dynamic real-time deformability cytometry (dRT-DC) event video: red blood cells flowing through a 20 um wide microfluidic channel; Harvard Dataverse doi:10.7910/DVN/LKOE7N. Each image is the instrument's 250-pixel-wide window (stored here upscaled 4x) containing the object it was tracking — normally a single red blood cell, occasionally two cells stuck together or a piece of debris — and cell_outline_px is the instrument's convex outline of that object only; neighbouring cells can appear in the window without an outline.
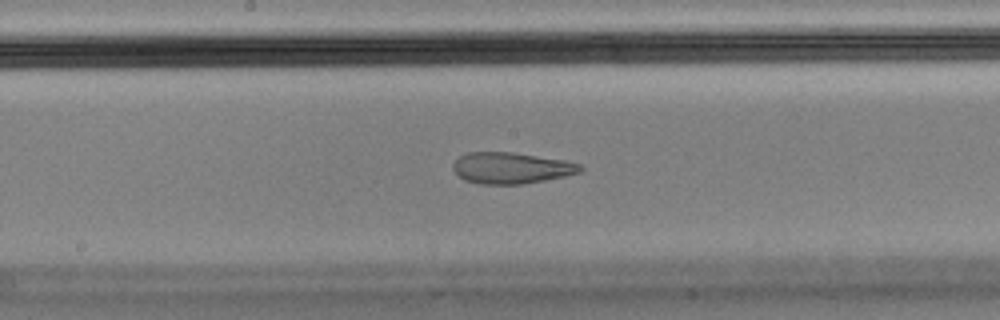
{"species": "Egyptian fruit bat (a non-hibernating species)", "species_latin": "Rousettus aegyptiacus", "temperature_condition": "cold", "stored_images_in_passage": 48, "camera_frame_rate_fps": 3000, "um_per_image_px": 0.085, "animal": {"sex": "male"}, "frame": {"image": 1, "passage_image": 28, "time_ms": 9.0, "image_size_px": [1000, 320], "cell_outline_px": [[584, 168], [580, 172], [564, 176], [544, 180], [520, 184], [480, 184], [464, 180], [452, 168], [452, 164], [460, 156], [468, 152], [512, 152], [564, 160], [580, 164]], "centroid_in_image_um": [43.44, 14.27], "position_along_channel_um": 204.8, "area_um2": 23.0}, "authors_computed_cell_mechanics": {"area_um2": 23.8714, "velocity_mm_per_s": 3.5718, "shape_relaxation_time_tau1_ms": null, "shape_relaxation_time_tau2_ms": 1.8828, "deformation_change_tau1": null, "deformation_change_tau2": 0.0884}}